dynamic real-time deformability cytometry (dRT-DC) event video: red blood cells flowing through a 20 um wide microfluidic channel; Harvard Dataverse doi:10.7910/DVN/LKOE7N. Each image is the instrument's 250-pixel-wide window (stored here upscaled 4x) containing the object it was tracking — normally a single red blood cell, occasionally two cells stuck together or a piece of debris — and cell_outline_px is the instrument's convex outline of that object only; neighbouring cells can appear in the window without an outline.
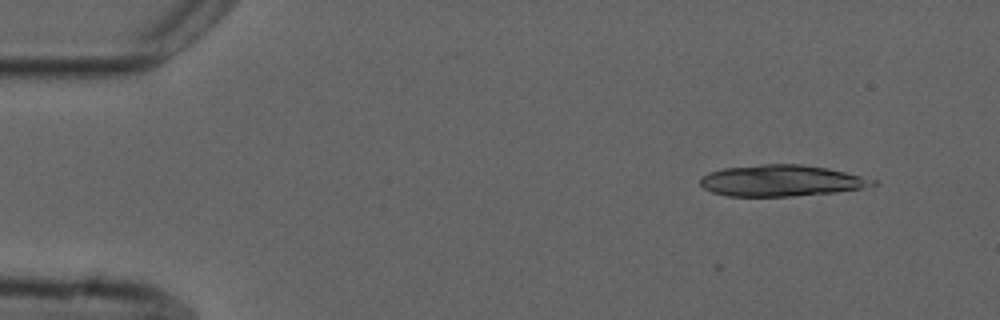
{"species": "common noctule bat (a hibernating species)", "species_latin": "Nyctalus noctula", "temperature_condition": "cold", "stored_images_in_passage": 8, "camera_frame_rate_fps": 3000, "um_per_image_px": 0.085, "animal": {"sex": "male", "forearm_length_mm": 52.5}, "frame": {"image": 1, "passage_image": 8, "time_ms": 2.333, "image_size_px": [1000, 320], "cell_outline_px": [[880, 184], [864, 188], [836, 192], [792, 196], [728, 196], [712, 192], [704, 188], [700, 184], [700, 176], [708, 172], [724, 168], [760, 164], [800, 164], [828, 168], [876, 180]], "centroid_in_image_um": [66.4, 15.35], "position_along_channel_um": 18.6, "area_um2": 31.56}}